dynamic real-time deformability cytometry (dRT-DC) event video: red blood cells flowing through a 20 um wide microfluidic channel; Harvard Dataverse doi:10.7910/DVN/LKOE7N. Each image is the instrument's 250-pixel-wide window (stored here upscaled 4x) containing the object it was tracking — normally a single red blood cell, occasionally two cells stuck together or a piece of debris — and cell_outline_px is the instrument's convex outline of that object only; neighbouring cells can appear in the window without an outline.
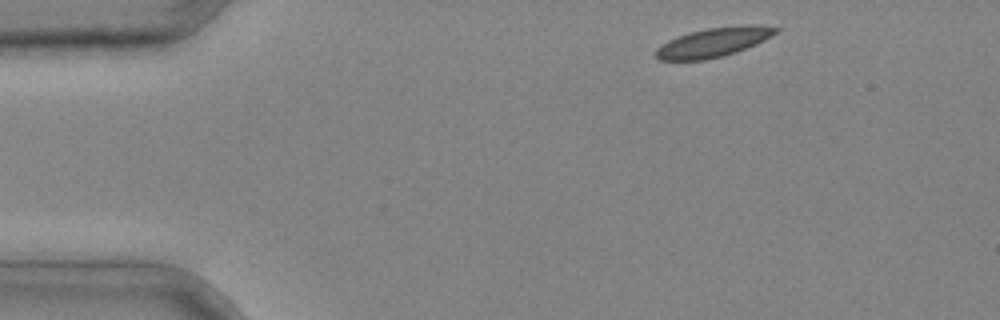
{"species": "common noctule bat (a hibernating species)", "species_latin": "Nyctalus noctula", "temperature_condition": "cold", "stored_images_in_passage": 4, "camera_frame_rate_fps": 3000, "um_per_image_px": 0.085, "animal": {"sex": "male", "body_mass_g": 20.4}, "frame": {"image": 1, "passage_image": 1, "time_ms": 0.0, "image_size_px": [1000, 320], "cell_outline_px": [[780, 28], [772, 36], [756, 44], [736, 52], [704, 60], [660, 60], [656, 56], [656, 48], [680, 36], [692, 32], [708, 28], [748, 24]], "centroid_in_image_um": [60.69, 3.6], "position_along_channel_um": 24.3, "area_um2": 19.88}}
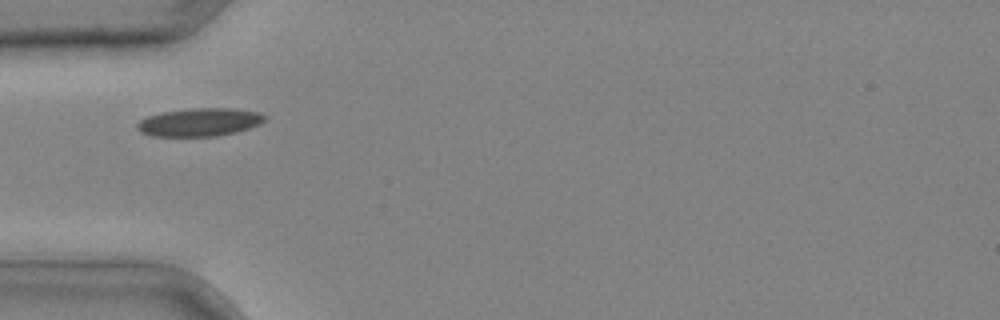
{"frame": {"image": 2, "passage_image": 3, "time_ms": 0.667, "image_size_px": [1000, 320], "cell_outline_px": [[268, 116], [260, 124], [236, 132], [216, 136], [152, 136], [140, 132], [136, 128], [136, 124], [140, 120], [148, 116], [160, 112], [192, 108], [232, 108], [260, 112]], "centroid_in_image_um": [16.96, 10.38], "position_along_channel_um": 68.0, "area_um2": 21.04}}